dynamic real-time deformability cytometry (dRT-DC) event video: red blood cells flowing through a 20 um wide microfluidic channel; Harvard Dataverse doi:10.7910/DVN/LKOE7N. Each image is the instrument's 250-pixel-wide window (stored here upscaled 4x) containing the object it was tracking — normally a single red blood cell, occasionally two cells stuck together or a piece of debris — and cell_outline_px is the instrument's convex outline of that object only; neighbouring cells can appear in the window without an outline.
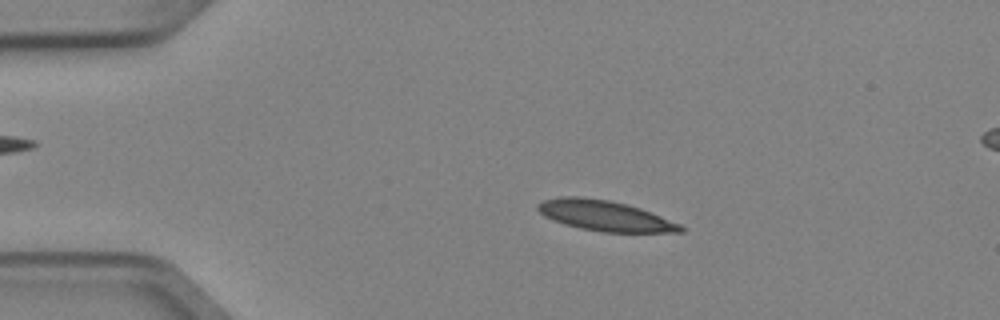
{"species": "Egyptian fruit bat (a non-hibernating species)", "species_latin": "Rousettus aegyptiacus", "temperature_condition": "cold", "stored_images_in_passage": 2, "camera_frame_rate_fps": 3000, "um_per_image_px": 0.085, "animal": {"sex": "female"}, "frame": {"image": 1, "passage_image": 1, "time_ms": 0.0, "image_size_px": [1000, 320], "cell_outline_px": [[684, 232], [604, 232], [580, 228], [564, 224], [552, 220], [544, 216], [536, 208], [536, 204], [544, 200], [560, 196], [580, 196], [608, 200], [628, 204], [640, 208], [680, 224], [684, 228]], "centroid_in_image_um": [51.37, 18.33], "position_along_channel_um": 33.6, "area_um2": 25.26}}